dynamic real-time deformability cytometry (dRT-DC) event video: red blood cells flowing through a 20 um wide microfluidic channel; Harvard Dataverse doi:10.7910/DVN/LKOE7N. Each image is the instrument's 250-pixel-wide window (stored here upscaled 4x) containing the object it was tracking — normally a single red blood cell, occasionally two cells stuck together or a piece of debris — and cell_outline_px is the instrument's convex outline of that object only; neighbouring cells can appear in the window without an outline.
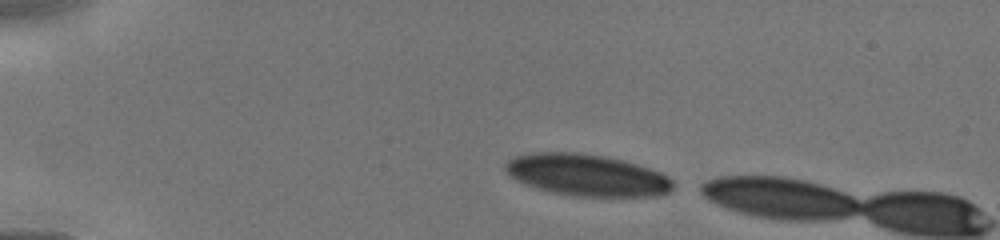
{"species": "human", "species_latin": "Homo sapiens", "temperature_condition": "cold", "stored_images_in_passage": 3, "camera_frame_rate_fps": 3000, "um_per_image_px": 0.085, "donor": {"sex": "male"}, "frame": {"image": 1, "passage_image": 1, "time_ms": 0.0, "image_size_px": [1000, 240], "cell_outline_px": [[672, 188], [668, 192], [656, 196], [572, 196], [548, 192], [516, 180], [504, 168], [504, 164], [512, 156], [532, 152], [576, 152], [604, 156], [624, 160], [660, 172], [668, 176], [672, 180]], "centroid_in_image_um": [49.85, 14.87], "position_along_channel_um": 35.2, "area_um2": 40.81}}